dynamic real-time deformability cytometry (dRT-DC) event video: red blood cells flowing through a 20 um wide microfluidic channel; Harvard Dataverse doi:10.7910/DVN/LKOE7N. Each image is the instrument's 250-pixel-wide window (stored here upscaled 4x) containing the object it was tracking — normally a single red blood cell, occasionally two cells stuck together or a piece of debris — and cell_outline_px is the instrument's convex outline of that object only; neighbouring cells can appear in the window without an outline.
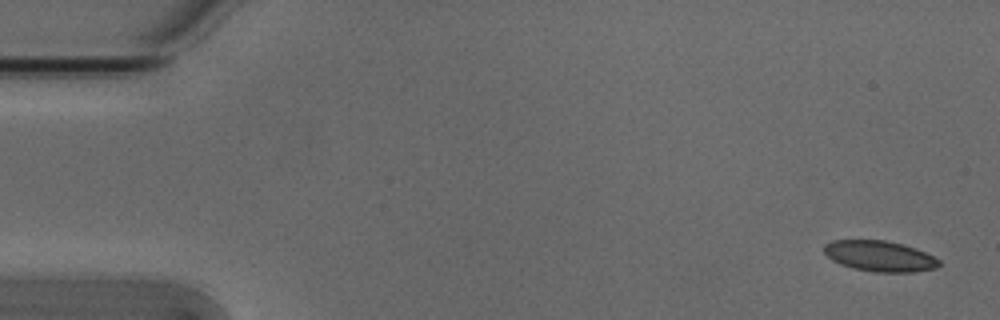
{"species": "Egyptian fruit bat (a non-hibernating species)", "species_latin": "Rousettus aegyptiacus", "temperature_condition": "cold", "stored_images_in_passage": 5, "segment_of_instrument_passage": [1, 2], "camera_frame_rate_fps": 3000, "um_per_image_px": 0.085, "animal": {"sex": "male"}, "frame": {"image": 1, "passage_image": 1, "time_ms": 0.0, "image_size_px": [1000, 320], "cell_outline_px": [[940, 264], [936, 268], [912, 272], [876, 272], [852, 268], [840, 264], [832, 260], [824, 252], [824, 244], [832, 240], [884, 240], [904, 244], [916, 248], [940, 260]], "centroid_in_image_um": [74.76, 21.76], "position_along_channel_um": 10.2, "area_um2": 20.58}}